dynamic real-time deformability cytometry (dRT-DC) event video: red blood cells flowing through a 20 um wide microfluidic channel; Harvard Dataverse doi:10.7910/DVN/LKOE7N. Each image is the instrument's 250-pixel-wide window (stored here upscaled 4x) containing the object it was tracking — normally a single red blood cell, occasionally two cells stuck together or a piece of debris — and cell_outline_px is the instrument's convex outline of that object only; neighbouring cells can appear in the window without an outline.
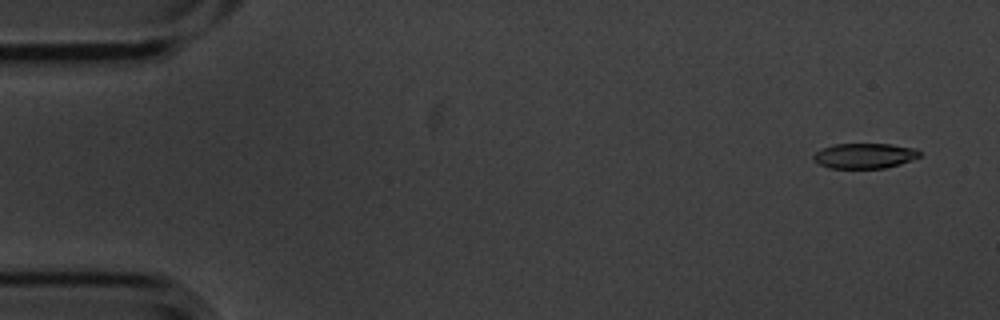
{"species": "common noctule bat (a hibernating species)", "species_latin": "Nyctalus noctula", "temperature_condition": "cold", "stored_images_in_passage": 4, "camera_frame_rate_fps": 3000, "um_per_image_px": 0.085, "animal": {"sex": "male", "body_mass_g": 20.1, "forearm_length_mm": 53.5}, "frame": {"image": 1, "passage_image": 1, "time_ms": 0.0, "image_size_px": [1000, 320], "cell_outline_px": [[920, 156], [900, 164], [884, 168], [828, 168], [820, 164], [812, 156], [820, 148], [836, 144], [892, 144], [916, 148], [920, 152]], "centroid_in_image_um": [73.49, 13.23], "position_along_channel_um": 11.5, "area_um2": 15.55}}
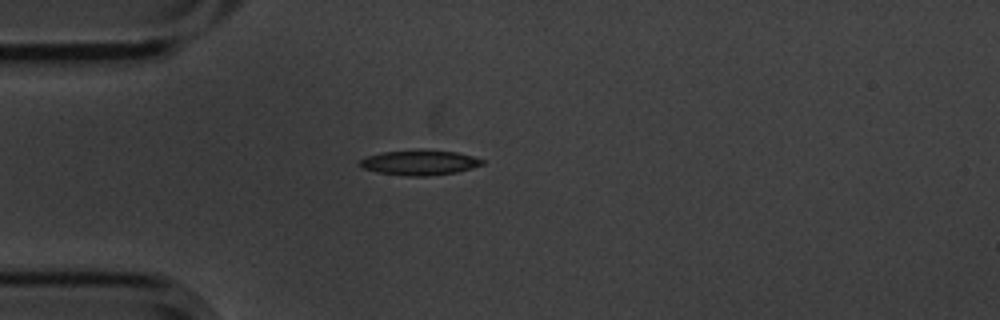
{"frame": {"image": 2, "passage_image": 3, "time_ms": 0.667, "image_size_px": [1000, 320], "cell_outline_px": [[484, 164], [472, 168], [456, 172], [428, 176], [408, 176], [376, 172], [364, 168], [356, 164], [360, 160], [368, 156], [384, 152], [456, 152], [472, 156], [484, 160]], "centroid_in_image_um": [35.66, 13.86], "position_along_channel_um": 49.3, "area_um2": 17.05}}